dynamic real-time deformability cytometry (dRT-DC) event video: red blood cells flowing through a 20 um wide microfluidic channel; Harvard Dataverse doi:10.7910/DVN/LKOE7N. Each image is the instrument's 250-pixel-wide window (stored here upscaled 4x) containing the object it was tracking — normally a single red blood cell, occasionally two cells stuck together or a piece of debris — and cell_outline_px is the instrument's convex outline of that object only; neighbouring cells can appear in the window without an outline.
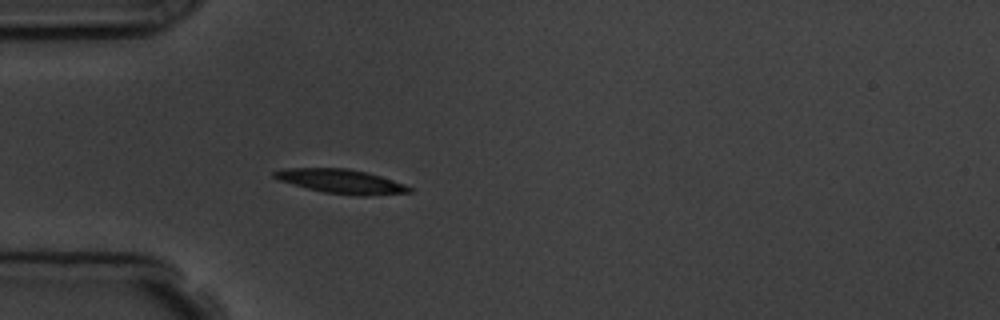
{"species": "common noctule bat (a hibernating species)", "species_latin": "Nyctalus noctula", "temperature_condition": "room temperature", "stored_images_in_passage": 4, "camera_frame_rate_fps": 3000, "um_per_image_px": 0.085, "animal": {"sex": "male", "body_mass_g": 19.5, "forearm_length_mm": 54.6}, "frame": {"image": 1, "passage_image": 4, "time_ms": 3.667, "image_size_px": [1000, 320], "cell_outline_px": [[412, 192], [364, 196], [356, 196], [324, 192], [292, 184], [280, 180], [272, 176], [272, 172], [284, 168], [348, 168], [380, 176], [404, 184], [412, 188]], "centroid_in_image_um": [28.99, 15.42], "position_along_channel_um": 56.0, "area_um2": 18.84}}